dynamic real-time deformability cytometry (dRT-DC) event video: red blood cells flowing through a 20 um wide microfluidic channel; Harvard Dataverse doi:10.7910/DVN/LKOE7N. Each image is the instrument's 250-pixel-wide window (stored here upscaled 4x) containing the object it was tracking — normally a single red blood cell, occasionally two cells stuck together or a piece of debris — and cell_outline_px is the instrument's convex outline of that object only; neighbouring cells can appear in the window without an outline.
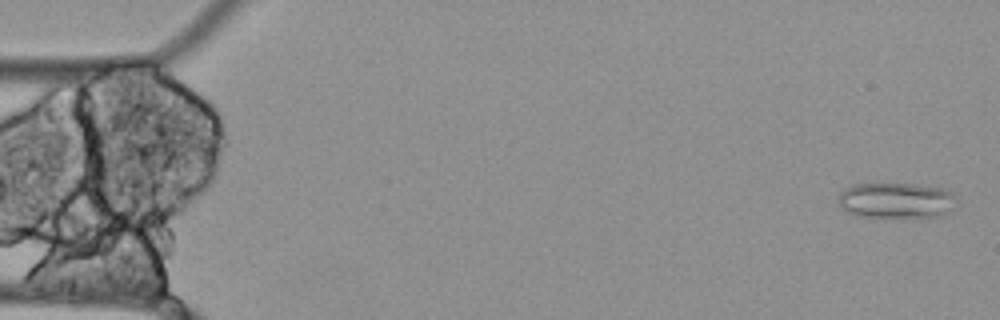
{"species": "Egyptian fruit bat (a non-hibernating species)", "species_latin": "Rousettus aegyptiacus", "temperature_condition": "cold", "stored_images_in_passage": 57, "camera_frame_rate_fps": 3000, "um_per_image_px": 0.085, "animal": {"sex": "female"}, "frame": {"image": 1, "passage_image": 2, "time_ms": 0.333, "image_size_px": [1000, 320], "cell_outline_px": [[952, 196], [944, 212], [940, 216], [860, 216], [848, 212], [836, 200], [840, 192], [844, 188], [852, 184], [912, 184], [944, 188], [952, 192]], "centroid_in_image_um": [76.02, 17.0], "position_along_channel_um": 9.0, "area_um2": 23.58}}
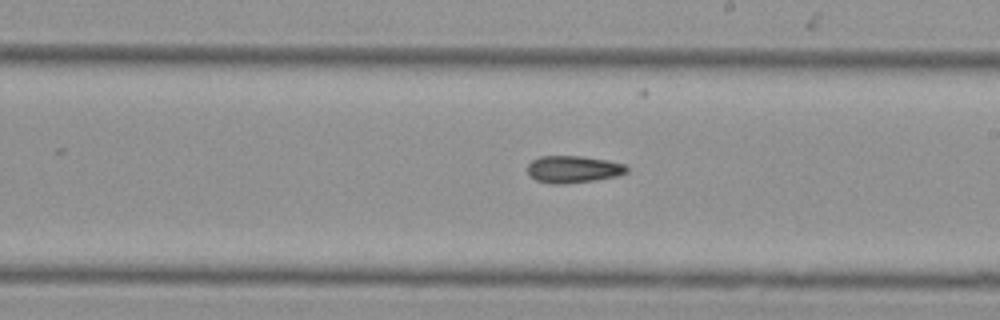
{"frame": {"image": 2, "passage_image": 32, "time_ms": 10.333, "image_size_px": [1000, 320], "cell_outline_px": [[628, 172], [616, 176], [596, 180], [564, 184], [552, 184], [536, 180], [528, 172], [528, 164], [532, 160], [540, 156], [580, 156], [604, 160], [624, 164], [628, 168]], "centroid_in_image_um": [48.71, 14.39], "position_along_channel_um": 240.3, "area_um2": 15.55}}
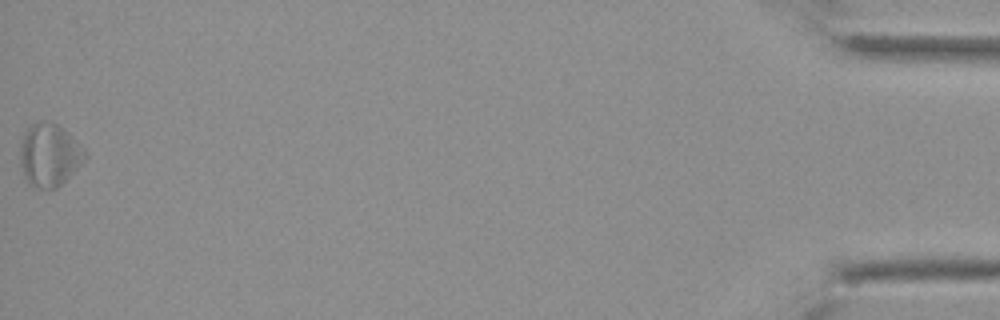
{"frame": {"image": 3, "passage_image": 57, "time_ms": 18.667, "image_size_px": [1000, 320], "cell_outline_px": [[88, 156], [56, 188], [36, 188], [28, 184], [24, 176], [20, 164], [20, 144], [28, 128], [32, 124], [40, 120], [48, 120], [64, 128], [68, 132]], "centroid_in_image_um": [4.15, 13.16], "position_along_channel_um": 431.0, "area_um2": 23.41}}